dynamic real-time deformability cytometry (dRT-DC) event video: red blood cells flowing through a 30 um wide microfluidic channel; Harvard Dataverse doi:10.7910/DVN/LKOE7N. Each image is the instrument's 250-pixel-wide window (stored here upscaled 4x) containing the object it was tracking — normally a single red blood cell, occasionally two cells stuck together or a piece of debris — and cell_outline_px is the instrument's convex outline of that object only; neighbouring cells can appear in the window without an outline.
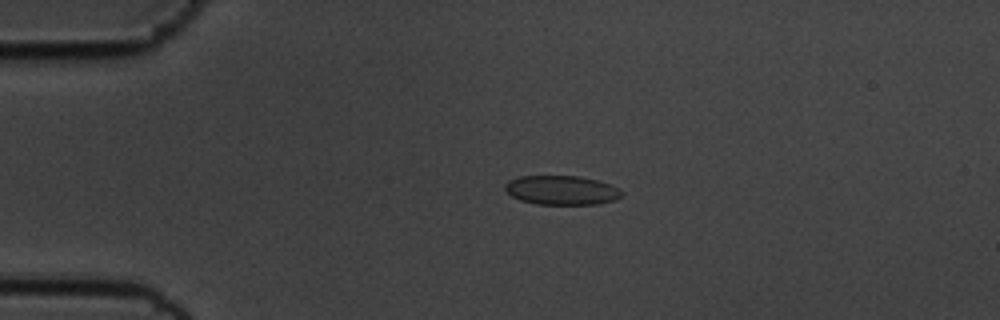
{"species": "common noctule bat (a hibernating species)", "species_latin": "Nyctalus noctula", "temperature_condition": "cold", "stored_images_in_passage": 51, "camera_frame_rate_fps": 3000, "um_per_image_px": 0.085, "animal": {"sex": "male", "body_mass_g": 19.5, "forearm_length_mm": 54.6}, "frame": {"image": 1, "passage_image": 7, "time_ms": 2.0, "image_size_px": [1000, 320], "cell_outline_px": [[624, 192], [616, 200], [596, 204], [536, 204], [520, 200], [512, 196], [504, 188], [504, 184], [508, 180], [520, 176], [580, 176], [596, 180], [620, 188]], "centroid_in_image_um": [47.73, 16.16], "position_along_channel_um": 37.3, "area_um2": 19.88}}
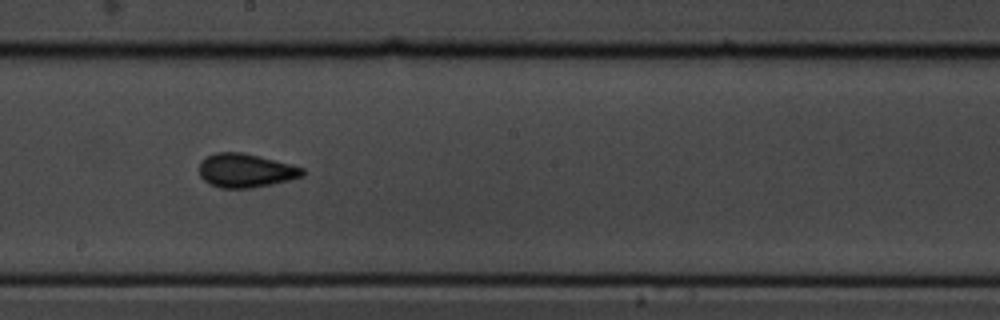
{"frame": {"image": 2, "passage_image": 26, "time_ms": 8.333, "image_size_px": [1000, 320], "cell_outline_px": [[304, 176], [272, 184], [252, 188], [220, 188], [208, 184], [200, 176], [200, 160], [216, 152], [240, 152], [292, 164], [304, 168]], "centroid_in_image_um": [20.87, 14.5], "position_along_channel_um": 227.3, "area_um2": 20.35}}
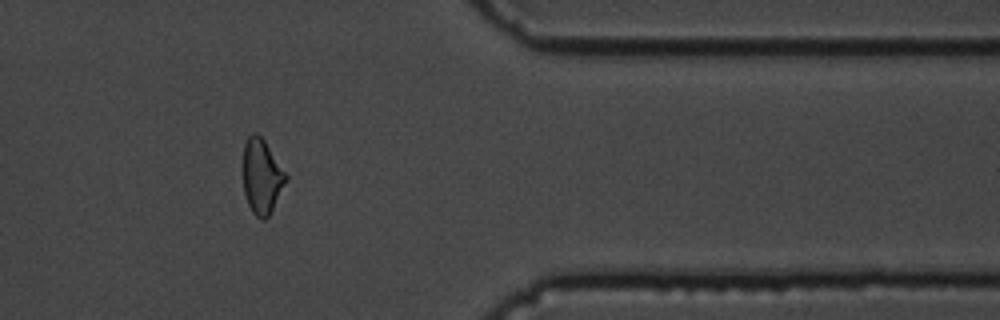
{"frame": {"image": 3, "passage_image": 41, "time_ms": 13.333, "image_size_px": [1000, 320], "cell_outline_px": [[288, 180], [268, 216], [264, 220], [260, 220], [252, 212], [248, 204], [244, 192], [244, 144], [248, 136], [252, 132], [256, 132], [264, 140], [288, 176]], "centroid_in_image_um": [22.26, 15.0], "position_along_channel_um": 389.1, "area_um2": 18.5}, "authors_computed_cell_mechanics": {"area_um2": 19.5942, "velocity_mm_per_s": 3.5691, "shape_relaxation_time_tau1_ms": 3.0417, "shape_relaxation_time_tau2_ms": 1.8195, "deformation_change_tau1": 0.0837, "deformation_change_tau2": 0.0558}}